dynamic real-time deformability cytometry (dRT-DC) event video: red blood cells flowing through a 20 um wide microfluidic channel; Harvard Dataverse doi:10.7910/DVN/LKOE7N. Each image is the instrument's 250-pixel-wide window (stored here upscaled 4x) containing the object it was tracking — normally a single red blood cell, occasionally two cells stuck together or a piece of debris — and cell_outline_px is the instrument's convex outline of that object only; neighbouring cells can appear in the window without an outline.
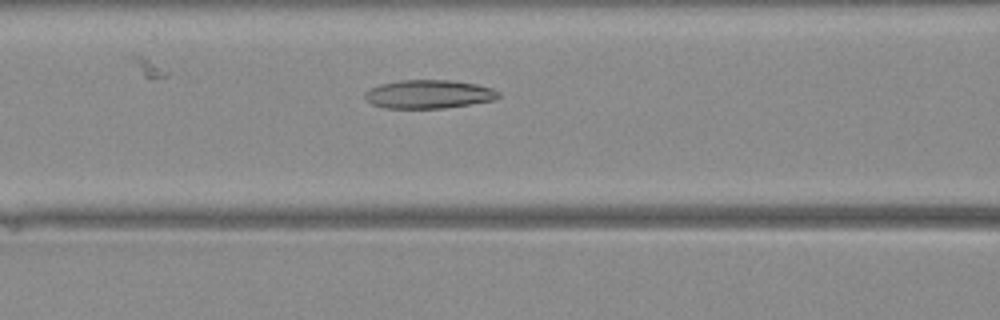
{"species": "Egyptian fruit bat (a non-hibernating species)", "species_latin": "Rousettus aegyptiacus", "temperature_condition": "warm", "stored_images_in_passage": 35, "camera_frame_rate_fps": 3000, "um_per_image_px": 0.085, "animal": {"sex": "female"}, "frame": {"image": 1, "passage_image": 11, "time_ms": 3.333, "image_size_px": [1000, 320], "cell_outline_px": [[500, 96], [496, 100], [472, 104], [444, 108], [384, 108], [372, 104], [364, 100], [364, 92], [368, 88], [380, 84], [400, 80], [452, 80], [476, 84], [492, 88], [500, 92]], "centroid_in_image_um": [36.42, 8.01], "position_along_channel_um": 130.2, "area_um2": 22.54}}
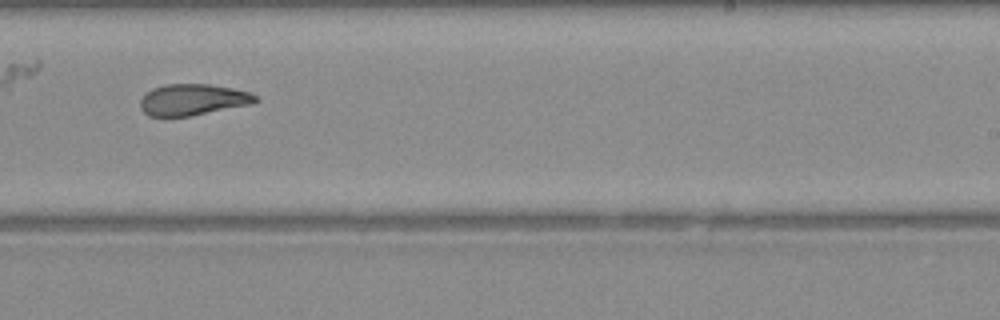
{"frame": {"image": 2, "passage_image": 20, "time_ms": 6.333, "image_size_px": [1000, 320], "cell_outline_px": [[260, 100], [256, 104], [192, 116], [164, 120], [148, 116], [140, 108], [140, 100], [152, 88], [164, 84], [208, 84], [232, 88], [252, 92]], "centroid_in_image_um": [16.4, 8.52], "position_along_channel_um": 272.6, "area_um2": 22.02}}
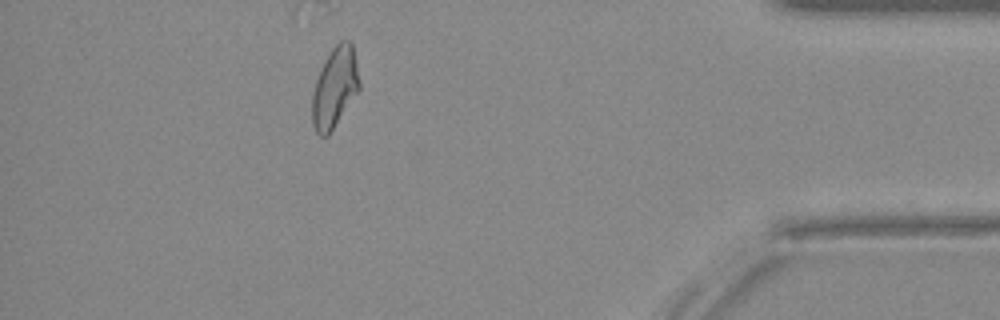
{"frame": {"image": 3, "passage_image": 31, "time_ms": 10.0, "image_size_px": [1000, 320], "cell_outline_px": [[360, 88], [328, 136], [320, 136], [316, 132], [312, 124], [312, 96], [316, 80], [332, 48], [340, 40], [348, 40], [352, 44], [360, 84]], "centroid_in_image_um": [28.45, 7.47], "position_along_channel_um": 406.8, "area_um2": 21.62}}